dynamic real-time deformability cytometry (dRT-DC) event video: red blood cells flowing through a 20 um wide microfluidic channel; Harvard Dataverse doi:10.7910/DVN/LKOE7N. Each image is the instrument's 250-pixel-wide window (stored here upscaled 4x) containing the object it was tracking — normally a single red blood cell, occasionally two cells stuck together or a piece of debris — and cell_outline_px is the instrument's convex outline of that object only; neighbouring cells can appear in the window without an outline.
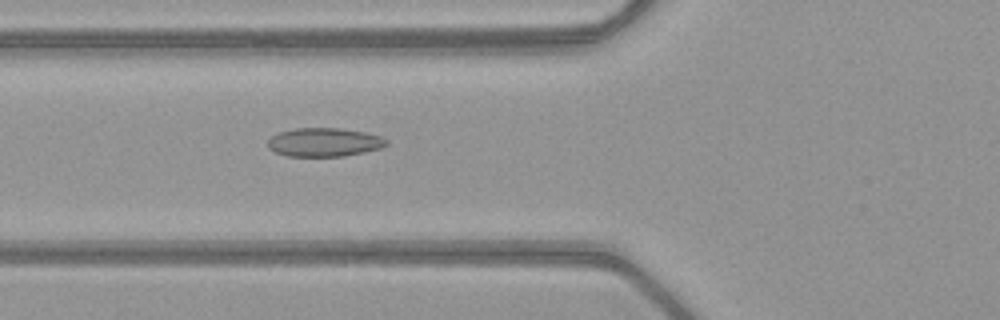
{"species": "common noctule bat (a hibernating species)", "species_latin": "Nyctalus noctula", "temperature_condition": "warm", "stored_images_in_passage": 35, "camera_frame_rate_fps": 3000, "um_per_image_px": 0.085, "animal": {"sex": "female", "body_mass_g": 21.9}, "frame": {"image": 1, "passage_image": 4, "time_ms": 1.0, "image_size_px": [1000, 320], "cell_outline_px": [[388, 144], [380, 148], [364, 152], [344, 156], [288, 156], [276, 152], [268, 148], [268, 140], [272, 136], [280, 132], [292, 128], [340, 128], [364, 132], [380, 136], [388, 140]], "centroid_in_image_um": [27.56, 12.08], "position_along_channel_um": 98.2, "area_um2": 19.77}}
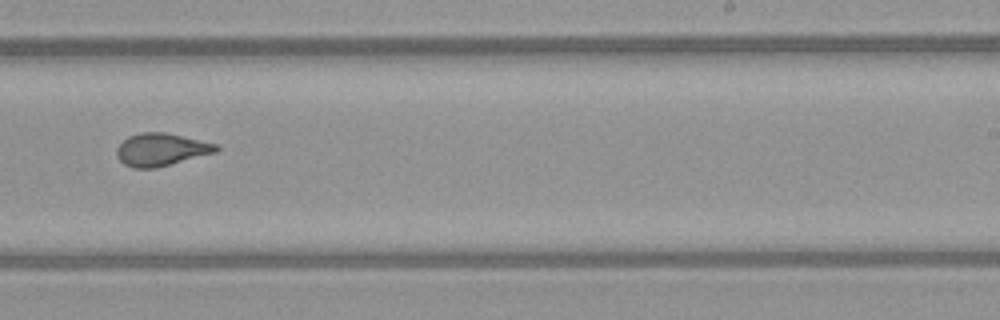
{"frame": {"image": 2, "passage_image": 17, "time_ms": 5.333, "image_size_px": [1000, 320], "cell_outline_px": [[220, 148], [216, 152], [172, 164], [156, 168], [132, 168], [124, 164], [116, 156], [116, 148], [128, 136], [140, 132], [164, 132], [216, 144]], "centroid_in_image_um": [13.66, 12.72], "position_along_channel_um": 275.3, "area_um2": 18.84}}
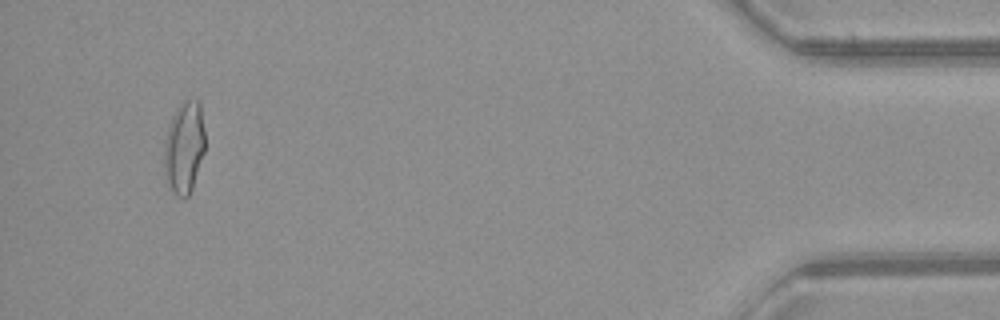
{"frame": {"image": 3, "passage_image": 33, "time_ms": 10.667, "image_size_px": [1000, 320], "cell_outline_px": [[204, 152], [192, 188], [188, 196], [184, 200], [176, 196], [168, 188], [164, 172], [164, 144], [168, 124], [176, 108], [184, 100], [200, 100], [204, 132]], "centroid_in_image_um": [15.63, 12.56], "position_along_channel_um": 419.6, "area_um2": 22.25}, "authors_computed_cell_mechanics": {"area_um2": 19.2474, "velocity_mm_per_s": 4.0619, "shape_relaxation_time_tau1_ms": null, "shape_relaxation_time_tau2_ms": 1.2205, "deformation_change_tau1": null, "deformation_change_tau2": 0.0705}}